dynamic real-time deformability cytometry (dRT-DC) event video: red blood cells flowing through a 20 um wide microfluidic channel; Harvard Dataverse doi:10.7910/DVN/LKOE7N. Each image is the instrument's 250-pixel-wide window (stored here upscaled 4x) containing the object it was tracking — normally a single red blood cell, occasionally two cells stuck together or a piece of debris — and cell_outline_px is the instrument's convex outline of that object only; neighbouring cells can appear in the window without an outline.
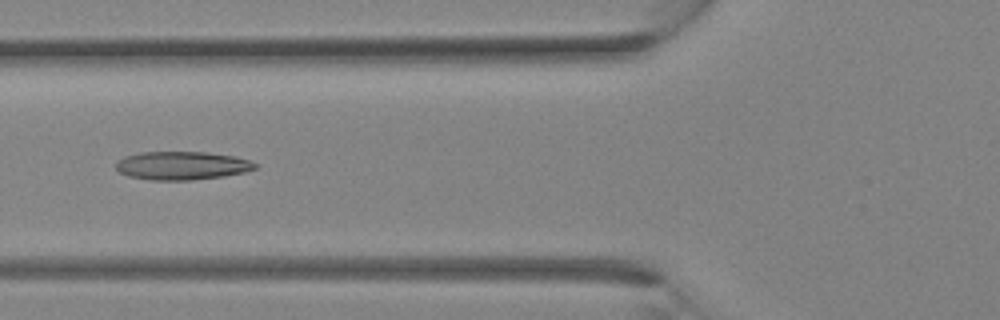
{"species": "Egyptian fruit bat (a non-hibernating species)", "species_latin": "Rousettus aegyptiacus", "temperature_condition": "room temperature", "stored_images_in_passage": 33, "camera_frame_rate_fps": 3000, "um_per_image_px": 0.085, "animal": {"sex": "female"}, "frame": {"image": 1, "passage_image": 13, "time_ms": 4.0, "image_size_px": [1000, 320], "cell_outline_px": [[256, 168], [244, 172], [224, 176], [192, 180], [148, 180], [128, 176], [120, 172], [116, 168], [116, 160], [124, 156], [140, 152], [208, 152], [236, 156], [248, 160], [256, 164]], "centroid_in_image_um": [15.43, 14.07], "position_along_channel_um": 110.4, "area_um2": 23.12}}
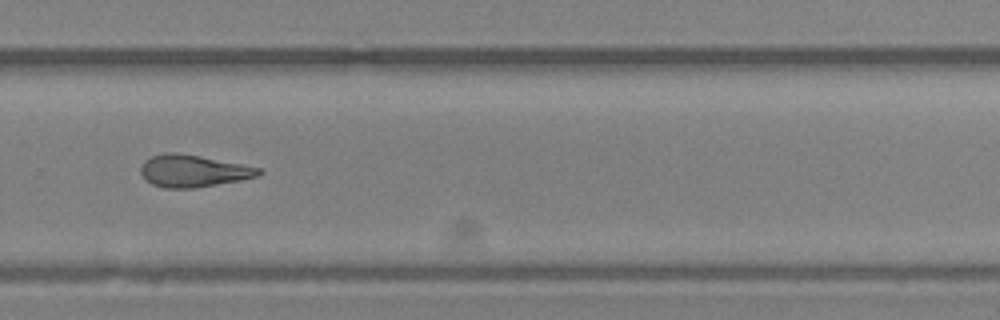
{"frame": {"image": 2, "passage_image": 23, "time_ms": 7.333, "image_size_px": [1000, 320], "cell_outline_px": [[264, 172], [256, 176], [240, 180], [192, 188], [164, 188], [152, 184], [144, 180], [140, 172], [140, 164], [144, 160], [152, 156], [164, 152], [176, 152], [200, 156], [260, 168]], "centroid_in_image_um": [16.34, 14.52], "position_along_channel_um": 313.5, "area_um2": 22.02}}
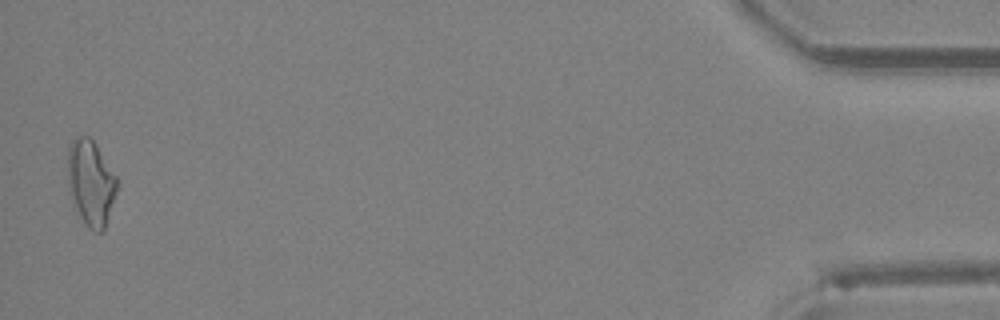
{"frame": {"image": 3, "passage_image": 33, "time_ms": 10.667, "image_size_px": [1000, 320], "cell_outline_px": [[120, 184], [104, 228], [100, 232], [92, 232], [88, 228], [80, 216], [68, 192], [68, 148], [72, 140], [76, 136], [88, 136], [96, 144], [120, 180]], "centroid_in_image_um": [7.74, 15.52], "position_along_channel_um": 427.5, "area_um2": 24.91}}